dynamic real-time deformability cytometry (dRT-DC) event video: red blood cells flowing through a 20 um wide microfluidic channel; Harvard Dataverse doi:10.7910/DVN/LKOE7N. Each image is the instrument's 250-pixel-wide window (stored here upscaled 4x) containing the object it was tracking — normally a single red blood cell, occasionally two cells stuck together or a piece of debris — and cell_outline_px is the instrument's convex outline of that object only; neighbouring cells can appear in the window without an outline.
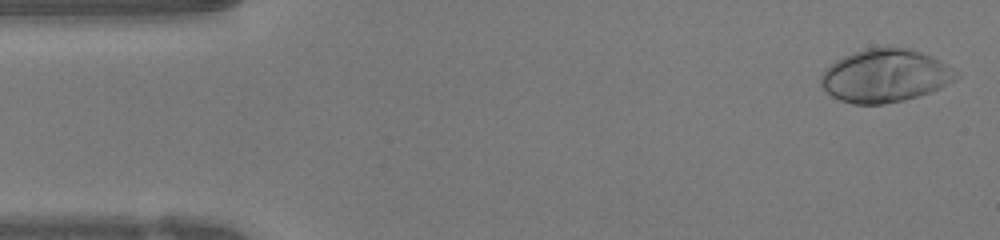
{"species": "human", "species_latin": "Homo sapiens", "temperature_condition": "warm", "stored_images_in_passage": 46, "camera_frame_rate_fps": 3000, "um_per_image_px": 0.085, "donor": {"sex": "female"}, "frame": {"image": 1, "passage_image": 1, "time_ms": 0.0, "image_size_px": [1000, 240], "cell_outline_px": [[960, 76], [956, 80], [940, 88], [904, 100], [884, 104], [852, 104], [840, 100], [832, 96], [820, 84], [820, 76], [836, 60], [852, 52], [864, 48], [884, 44], [888, 44], [912, 48], [932, 56], [952, 68]], "centroid_in_image_um": [75.24, 6.39], "position_along_channel_um": 9.8, "area_um2": 42.31}}
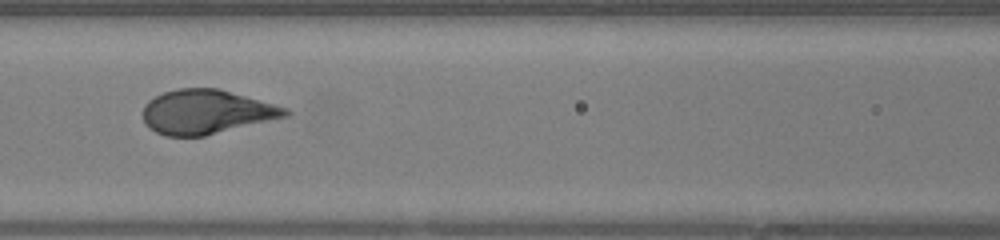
{"frame": {"image": 2, "passage_image": 19, "time_ms": 6.0, "image_size_px": [1000, 240], "cell_outline_px": [[292, 112], [288, 116], [204, 136], [164, 136], [148, 128], [144, 124], [144, 104], [148, 100], [164, 92], [180, 88], [220, 88], [288, 108]], "centroid_in_image_um": [17.54, 9.51], "position_along_channel_um": 149.1, "area_um2": 36.76}}
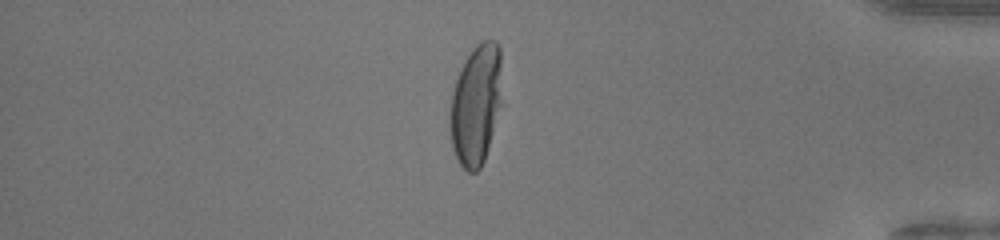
{"frame": {"image": 3, "passage_image": 39, "time_ms": 12.667, "image_size_px": [1000, 240], "cell_outline_px": [[504, 104], [484, 160], [480, 168], [476, 172], [468, 172], [460, 164], [452, 148], [448, 124], [448, 120], [452, 92], [456, 80], [464, 60], [472, 48], [476, 44], [484, 40], [496, 40], [500, 44]], "centroid_in_image_um": [40.5, 8.87], "position_along_channel_um": 394.7, "area_um2": 38.03}, "authors_computed_cell_mechanics": {"area_um2": 37.5122, "velocity_mm_per_s": 4.247, "shape_relaxation_time_tau1_ms": 3.1863, "shape_relaxation_time_tau2_ms": null, "deformation_change_tau1": 0.2213, "deformation_change_tau2": null}}